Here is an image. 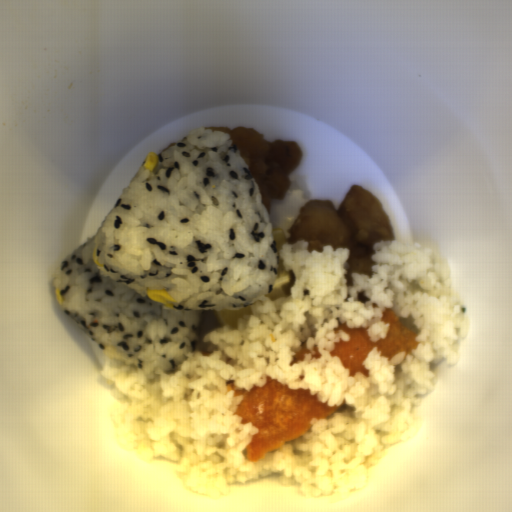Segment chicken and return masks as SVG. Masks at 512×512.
Masks as SVG:
<instances>
[{
    "mask_svg": "<svg viewBox=\"0 0 512 512\" xmlns=\"http://www.w3.org/2000/svg\"><path fill=\"white\" fill-rule=\"evenodd\" d=\"M288 271H289L290 279L283 286L282 292H283L284 297H291V295H292L291 288L296 281V276H295L294 272L291 269H288Z\"/></svg>",
    "mask_w": 512,
    "mask_h": 512,
    "instance_id": "chicken-3",
    "label": "chicken"
},
{
    "mask_svg": "<svg viewBox=\"0 0 512 512\" xmlns=\"http://www.w3.org/2000/svg\"><path fill=\"white\" fill-rule=\"evenodd\" d=\"M286 243L300 239L308 241L307 252L323 253V245L333 250L347 248L350 256L343 267L347 287L354 286L351 272H361L372 278L375 262L373 245L381 240L394 241L391 220L382 203L364 186L348 188L342 202L310 200L299 209L290 226Z\"/></svg>",
    "mask_w": 512,
    "mask_h": 512,
    "instance_id": "chicken-1",
    "label": "chicken"
},
{
    "mask_svg": "<svg viewBox=\"0 0 512 512\" xmlns=\"http://www.w3.org/2000/svg\"><path fill=\"white\" fill-rule=\"evenodd\" d=\"M209 129L229 134L232 145L253 173L262 205L270 215L273 202L287 196L291 188L289 177L302 161L303 152L298 144L281 138L269 142L263 133L249 127L214 126Z\"/></svg>",
    "mask_w": 512,
    "mask_h": 512,
    "instance_id": "chicken-2",
    "label": "chicken"
}]
</instances>
